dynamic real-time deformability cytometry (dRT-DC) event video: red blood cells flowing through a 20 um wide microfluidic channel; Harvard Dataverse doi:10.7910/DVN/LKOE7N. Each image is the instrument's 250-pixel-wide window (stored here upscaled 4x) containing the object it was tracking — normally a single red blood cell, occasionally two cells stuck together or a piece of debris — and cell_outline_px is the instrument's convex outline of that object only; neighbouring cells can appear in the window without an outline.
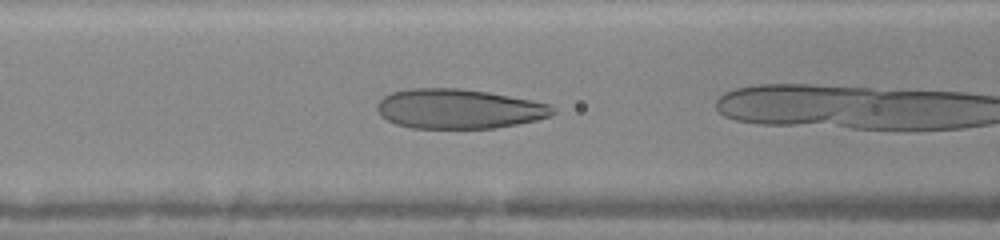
{"species": "human", "species_latin": "Homo sapiens", "temperature_condition": "warm", "stored_images_in_passage": 6, "camera_frame_rate_fps": 3000, "um_per_image_px": 0.085, "donor": {"sex": "female"}, "frame": {"image": 1, "passage_image": 3, "time_ms": 0.667, "image_size_px": [1000, 240], "cell_outline_px": [[556, 112], [552, 116], [536, 120], [496, 128], [412, 128], [396, 124], [380, 116], [376, 108], [376, 104], [384, 96], [392, 92], [408, 88], [460, 88], [488, 92], [532, 100], [552, 104], [556, 108]], "centroid_in_image_um": [39.01, 9.25], "position_along_channel_um": 127.6, "area_um2": 40.92}}
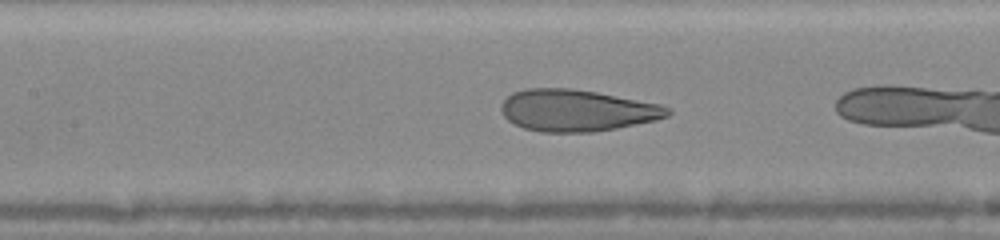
{"frame": {"image": 2, "passage_image": 5, "time_ms": 1.333, "image_size_px": [1000, 240], "cell_outline_px": [[672, 112], [668, 116], [656, 120], [616, 128], [592, 132], [540, 132], [524, 128], [508, 120], [500, 112], [500, 108], [504, 100], [512, 92], [528, 88], [572, 88], [596, 92], [660, 104], [672, 108]], "centroid_in_image_um": [49.03, 9.38], "position_along_channel_um": 158.4, "area_um2": 40.52}}